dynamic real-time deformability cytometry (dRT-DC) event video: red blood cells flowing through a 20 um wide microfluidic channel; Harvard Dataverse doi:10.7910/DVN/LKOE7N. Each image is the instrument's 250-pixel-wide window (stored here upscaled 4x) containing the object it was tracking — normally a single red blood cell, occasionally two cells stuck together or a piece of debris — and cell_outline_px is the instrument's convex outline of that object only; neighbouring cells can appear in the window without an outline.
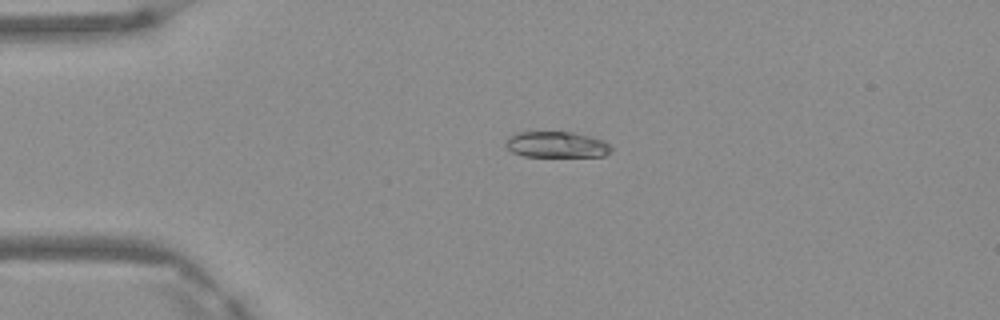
{"species": "Egyptian fruit bat (a non-hibernating species)", "species_latin": "Rousettus aegyptiacus", "temperature_condition": "warm", "stored_images_in_passage": 7, "camera_frame_rate_fps": 3000, "um_per_image_px": 0.085, "frame": {"image": 1, "passage_image": 4, "time_ms": 1.0, "image_size_px": [1000, 320], "cell_outline_px": [[612, 152], [604, 156], [524, 156], [512, 152], [504, 144], [508, 136], [516, 132], [572, 132], [604, 140], [612, 148]], "centroid_in_image_um": [47.3, 12.29], "position_along_channel_um": 37.7, "area_um2": 16.01}}
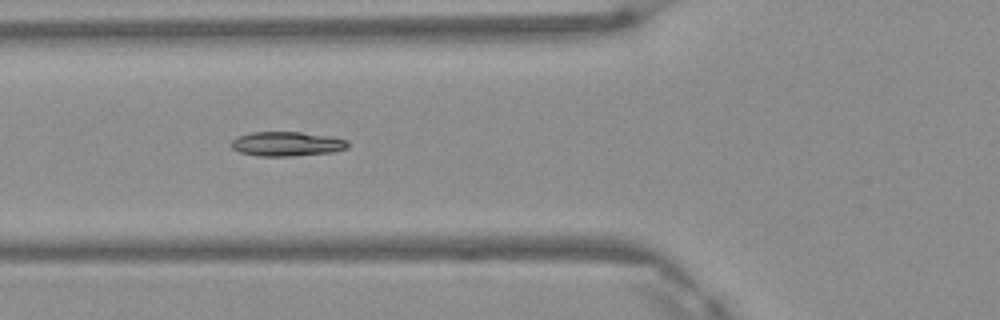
{"frame": {"image": 2, "passage_image": 6, "time_ms": 1.667, "image_size_px": [1000, 320], "cell_outline_px": [[348, 148], [332, 152], [292, 156], [256, 156], [240, 152], [232, 148], [232, 140], [236, 136], [252, 132], [300, 132], [328, 136], [348, 140]], "centroid_in_image_um": [24.36, 12.23], "position_along_channel_um": 101.4, "area_um2": 16.59}}
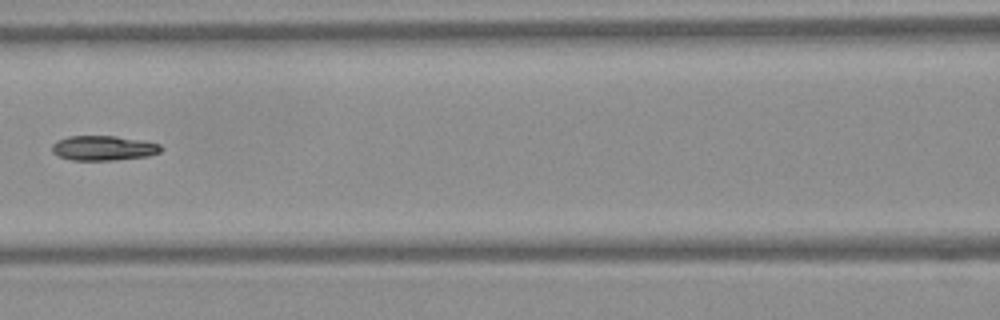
{"frame": {"image": 3, "passage_image": 7, "time_ms": 2.0, "image_size_px": [1000, 320], "cell_outline_px": [[164, 148], [160, 152], [148, 156], [116, 160], [72, 160], [60, 156], [52, 152], [52, 144], [56, 140], [68, 136], [116, 136], [144, 140], [160, 144]], "centroid_in_image_um": [8.82, 12.58], "position_along_channel_um": 157.8, "area_um2": 15.9}}